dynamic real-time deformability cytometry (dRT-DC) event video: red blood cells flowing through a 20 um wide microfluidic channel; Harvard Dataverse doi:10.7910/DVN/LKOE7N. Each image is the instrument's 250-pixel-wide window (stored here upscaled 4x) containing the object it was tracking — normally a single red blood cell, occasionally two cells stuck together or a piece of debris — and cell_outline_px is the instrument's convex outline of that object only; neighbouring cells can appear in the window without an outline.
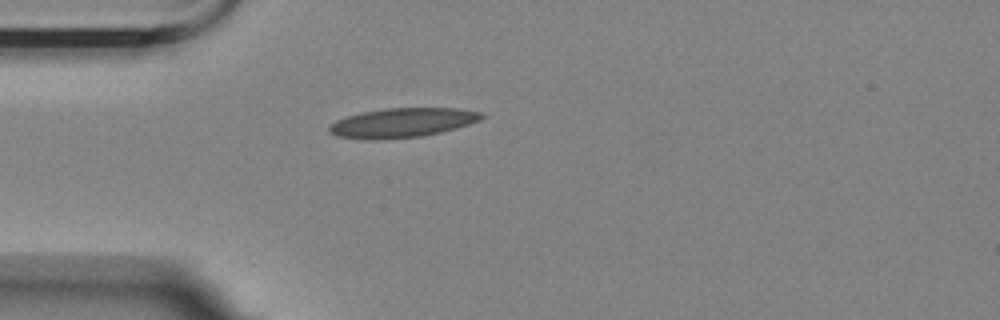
{"species": "Egyptian fruit bat (a non-hibernating species)", "species_latin": "Rousettus aegyptiacus", "temperature_condition": "room temperature", "stored_images_in_passage": 42, "camera_frame_rate_fps": 3000, "um_per_image_px": 0.085, "animal": {"sex": "female"}, "frame": {"image": 1, "passage_image": 1, "time_ms": 0.0, "image_size_px": [1000, 320], "cell_outline_px": [[488, 116], [480, 120], [456, 128], [440, 132], [420, 136], [376, 140], [372, 140], [336, 136], [328, 132], [328, 124], [336, 120], [348, 116], [364, 112], [384, 108], [460, 108], [484, 112]], "centroid_in_image_um": [34.21, 10.42], "position_along_channel_um": 50.8, "area_um2": 26.24}}
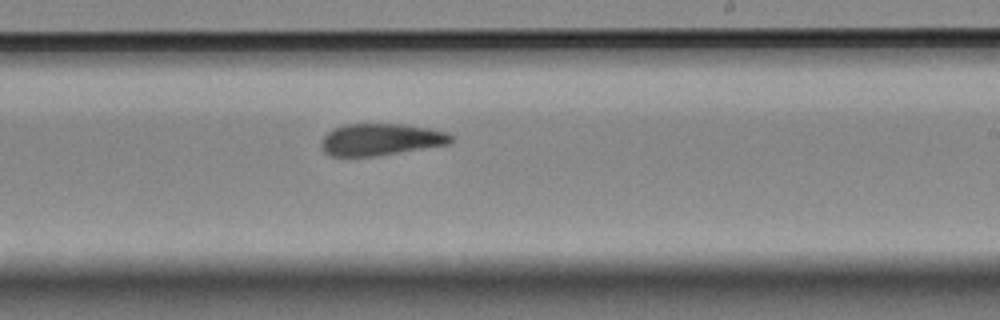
{"frame": {"image": 2, "passage_image": 19, "time_ms": 6.0, "image_size_px": [1000, 320], "cell_outline_px": [[456, 140], [448, 144], [376, 156], [328, 156], [320, 148], [320, 140], [332, 128], [344, 124], [404, 124], [428, 128], [448, 132]], "centroid_in_image_um": [32.33, 11.85], "position_along_channel_um": 256.7, "area_um2": 24.33}}
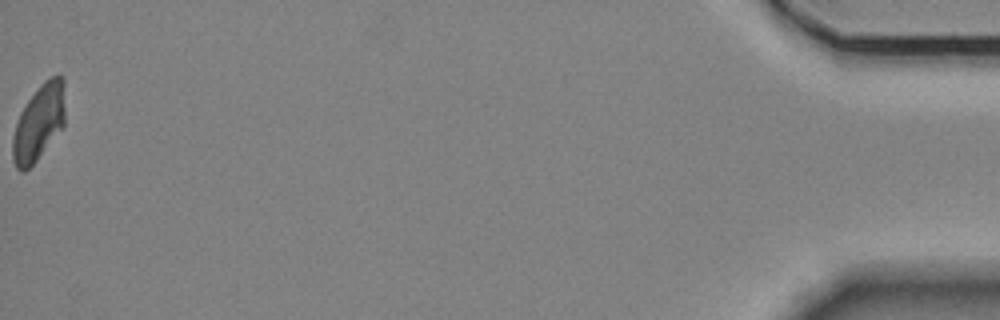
{"frame": {"image": 3, "passage_image": 42, "time_ms": 13.667, "image_size_px": [1000, 320], "cell_outline_px": [[64, 128], [36, 160], [24, 172], [20, 172], [16, 168], [12, 160], [12, 136], [20, 112], [24, 104], [40, 84], [44, 80], [60, 72], [64, 80]], "centroid_in_image_um": [3.3, 10.4], "position_along_channel_um": 431.9, "area_um2": 23.64}, "authors_computed_cell_mechanics": {"area_um2": 24.276, "velocity_mm_per_s": 3.5622, "shape_relaxation_time_tau1_ms": null, "shape_relaxation_time_tau2_ms": 4.529, "deformation_change_tau1": null, "deformation_change_tau2": 0.1094}}